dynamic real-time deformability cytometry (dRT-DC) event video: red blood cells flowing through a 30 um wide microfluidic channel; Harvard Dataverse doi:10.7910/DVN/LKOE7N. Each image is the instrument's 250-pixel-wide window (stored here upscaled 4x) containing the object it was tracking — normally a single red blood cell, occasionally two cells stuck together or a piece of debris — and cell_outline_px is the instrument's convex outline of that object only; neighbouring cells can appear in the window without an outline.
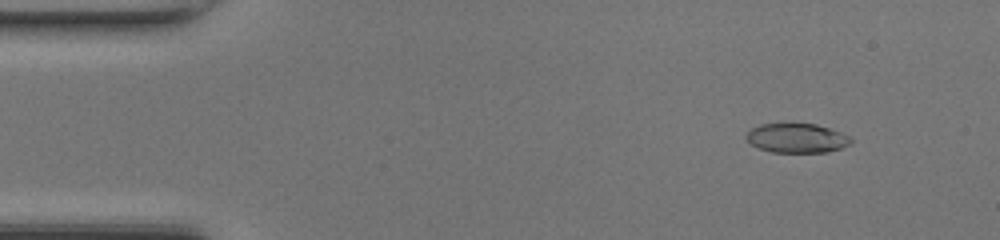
{"species": "common noctule bat (a hibernating species)", "species_latin": "Nyctalus noctula", "temperature_condition": "room temperature", "stored_images_in_passage": 13, "camera_frame_rate_fps": 3000, "um_per_image_px": 0.085, "animal": {"sex": "female", "body_mass_g": 17.0, "forearm_length_mm": 48.0}, "frame": {"image": 1, "passage_image": 4, "time_ms": 1.0, "image_size_px": [1000, 240], "cell_outline_px": [[852, 140], [848, 144], [840, 148], [828, 152], [772, 152], [760, 148], [752, 144], [744, 136], [752, 128], [760, 124], [816, 124], [840, 132], [848, 136]], "centroid_in_image_um": [67.71, 11.74], "position_along_channel_um": 17.3, "area_um2": 17.57}}